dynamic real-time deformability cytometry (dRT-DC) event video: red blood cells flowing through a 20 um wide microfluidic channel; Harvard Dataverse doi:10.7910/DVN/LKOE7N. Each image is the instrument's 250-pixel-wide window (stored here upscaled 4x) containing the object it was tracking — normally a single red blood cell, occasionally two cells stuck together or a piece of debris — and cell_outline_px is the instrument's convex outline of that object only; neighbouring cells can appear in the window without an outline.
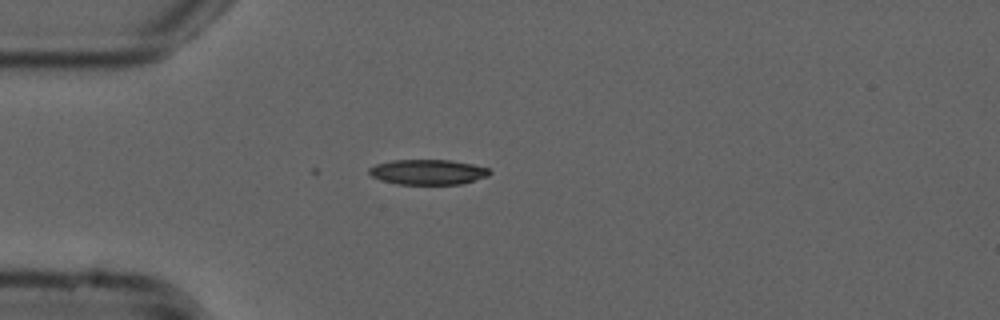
{"species": "common noctule bat (a hibernating species)", "species_latin": "Nyctalus noctula", "temperature_condition": "cold", "stored_images_in_passage": 7, "camera_frame_rate_fps": 3000, "um_per_image_px": 0.085, "animal": {"sex": "male", "forearm_length_mm": 52.5}, "frame": {"image": 1, "passage_image": 1, "time_ms": 0.0, "image_size_px": [1000, 320], "cell_outline_px": [[492, 172], [488, 176], [460, 184], [396, 184], [380, 180], [372, 176], [368, 172], [368, 168], [376, 164], [392, 160], [452, 160], [472, 164], [488, 168]], "centroid_in_image_um": [36.35, 14.62], "position_along_channel_um": 48.6, "area_um2": 17.69}}
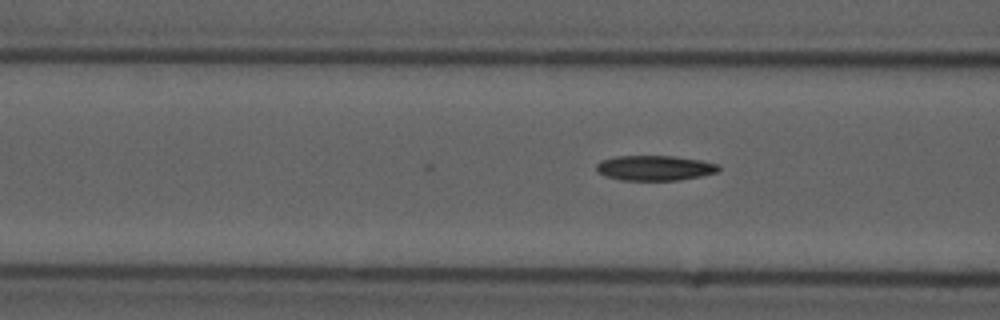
{"frame": {"image": 2, "passage_image": 7, "time_ms": 2.0, "image_size_px": [1000, 320], "cell_outline_px": [[720, 168], [716, 172], [700, 176], [680, 180], [620, 180], [604, 176], [596, 172], [596, 164], [600, 160], [616, 156], [672, 156], [700, 160], [716, 164]], "centroid_in_image_um": [55.57, 14.28], "position_along_channel_um": 111.0, "area_um2": 17.86}}